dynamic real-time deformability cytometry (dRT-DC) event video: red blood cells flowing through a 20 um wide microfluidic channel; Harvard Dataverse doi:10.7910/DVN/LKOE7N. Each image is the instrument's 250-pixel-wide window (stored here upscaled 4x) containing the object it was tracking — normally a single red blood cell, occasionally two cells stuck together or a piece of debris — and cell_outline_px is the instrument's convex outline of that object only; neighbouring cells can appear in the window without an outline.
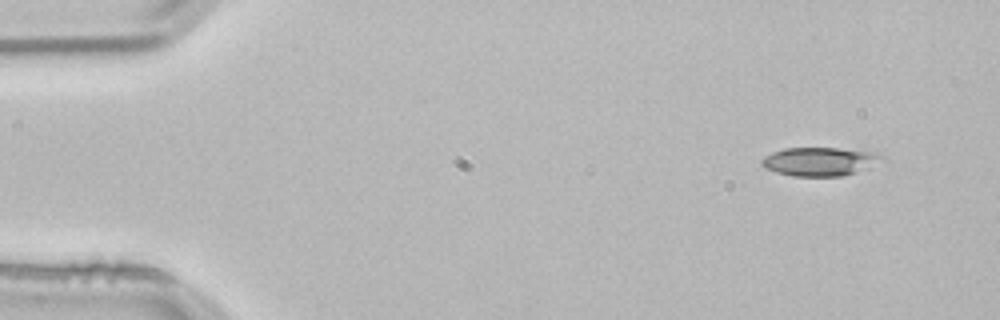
{"species": "common noctule bat (a hibernating species)", "species_latin": "Nyctalus noctula", "temperature_condition": "room temperature", "stored_images_in_passage": 3, "camera_frame_rate_fps": 3000, "um_per_image_px": 0.085, "animal": {"sex": "male", "body_mass_g": 21.5, "forearm_length_mm": 52.0}, "frame": {"image": 1, "passage_image": 1, "time_ms": 0.0, "image_size_px": [1000, 320], "cell_outline_px": [[888, 160], [856, 172], [844, 176], [792, 176], [776, 172], [764, 168], [760, 164], [760, 160], [764, 156], [772, 152], [784, 148], [840, 148], [880, 152]], "centroid_in_image_um": [69.73, 13.72], "position_along_channel_um": 15.3, "area_um2": 20.52}}
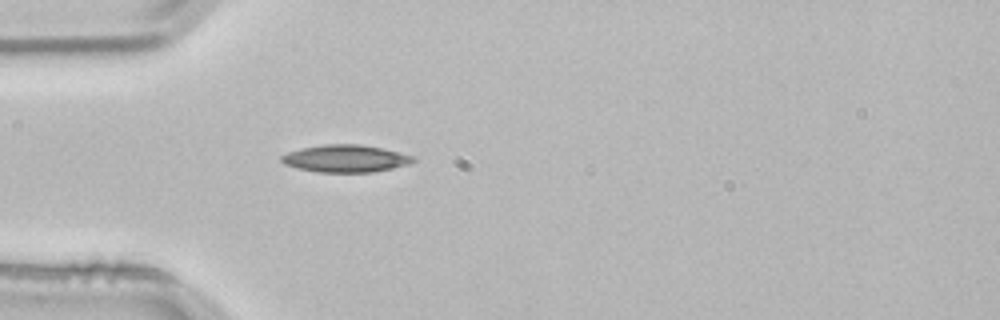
{"frame": {"image": 2, "passage_image": 3, "time_ms": 0.667, "image_size_px": [1000, 320], "cell_outline_px": [[416, 160], [408, 164], [392, 168], [372, 172], [320, 172], [296, 168], [284, 164], [280, 160], [280, 156], [288, 152], [300, 148], [324, 144], [360, 144], [380, 148], [416, 156]], "centroid_in_image_um": [29.35, 13.47], "position_along_channel_um": 55.7, "area_um2": 20.98}}